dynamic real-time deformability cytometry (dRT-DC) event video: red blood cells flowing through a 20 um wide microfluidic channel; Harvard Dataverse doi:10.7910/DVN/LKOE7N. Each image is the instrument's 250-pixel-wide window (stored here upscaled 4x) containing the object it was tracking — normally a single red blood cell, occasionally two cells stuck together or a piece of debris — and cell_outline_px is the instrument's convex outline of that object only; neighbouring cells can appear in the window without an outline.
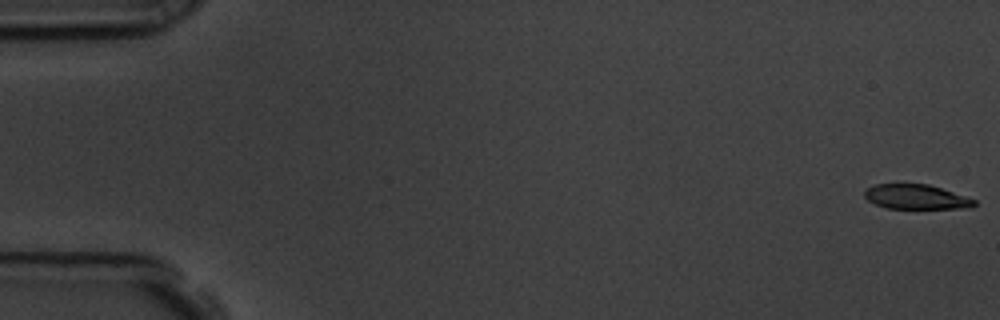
{"species": "common noctule bat (a hibernating species)", "species_latin": "Nyctalus noctula", "temperature_condition": "room temperature", "stored_images_in_passage": 57, "camera_frame_rate_fps": 3000, "um_per_image_px": 0.085, "animal": {"sex": "male", "body_mass_g": 19.5, "forearm_length_mm": 54.6}, "frame": {"image": 1, "passage_image": 1, "time_ms": 0.0, "image_size_px": [1000, 320], "cell_outline_px": [[976, 204], [972, 208], [888, 208], [876, 204], [868, 200], [864, 196], [864, 192], [868, 188], [876, 184], [928, 184], [976, 200]], "centroid_in_image_um": [77.87, 16.74], "position_along_channel_um": 7.1, "area_um2": 15.49}}
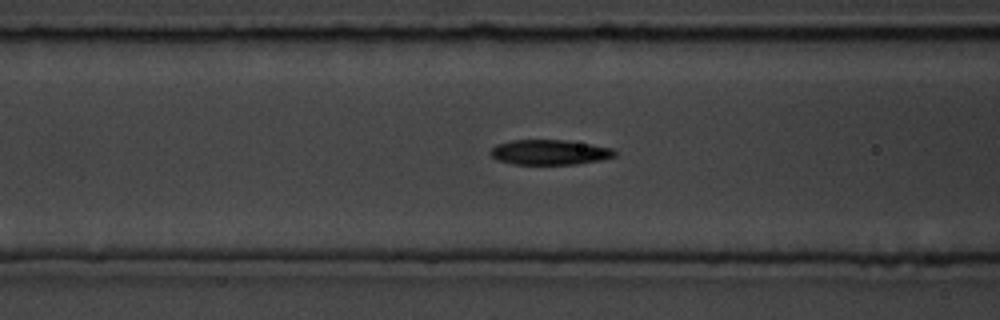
{"frame": {"image": 2, "passage_image": 23, "time_ms": 7.333, "image_size_px": [1000, 320], "cell_outline_px": [[616, 156], [600, 160], [576, 164], [512, 164], [496, 160], [488, 152], [496, 144], [512, 140], [564, 140], [612, 148], [616, 152]], "centroid_in_image_um": [46.67, 12.94], "position_along_channel_um": 119.9, "area_um2": 18.09}}
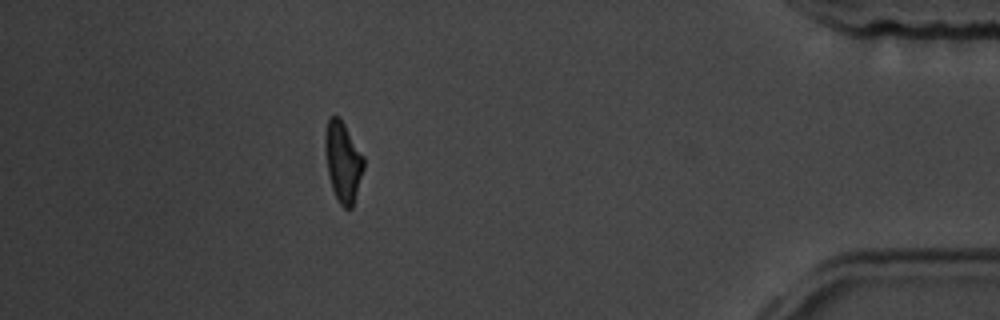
{"frame": {"image": 3, "passage_image": 51, "time_ms": 16.667, "image_size_px": [1000, 320], "cell_outline_px": [[364, 168], [352, 208], [344, 208], [340, 204], [332, 188], [328, 172], [324, 148], [324, 136], [328, 120], [332, 116], [340, 116], [364, 156]], "centroid_in_image_um": [29.15, 13.71], "position_along_channel_um": 406.1, "area_um2": 18.03}, "authors_computed_cell_mechanics": {"area_um2": 18.1492, "velocity_mm_per_s": 3.6001, "shape_relaxation_time_tau1_ms": 4.0085, "shape_relaxation_time_tau2_ms": 3.2965, "deformation_change_tau1": 0.162, "deformation_change_tau2": 0.0932}}